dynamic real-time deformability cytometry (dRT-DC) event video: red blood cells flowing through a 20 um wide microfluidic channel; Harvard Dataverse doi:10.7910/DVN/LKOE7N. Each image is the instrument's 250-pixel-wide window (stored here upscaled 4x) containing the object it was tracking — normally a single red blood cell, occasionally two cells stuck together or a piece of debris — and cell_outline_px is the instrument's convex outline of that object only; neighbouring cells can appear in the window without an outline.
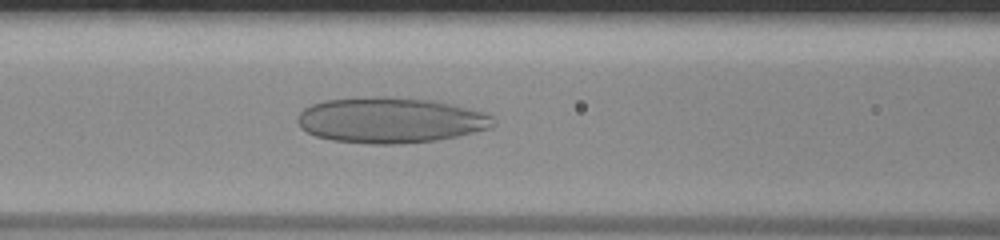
{"species": "human", "species_latin": "Homo sapiens", "temperature_condition": "room temperature", "stored_images_in_passage": 46, "camera_frame_rate_fps": 3000, "um_per_image_px": 0.085, "donor": {"sex": "male"}, "frame": {"image": 1, "passage_image": 18, "time_ms": 5.667, "image_size_px": [1000, 240], "cell_outline_px": [[496, 124], [492, 128], [456, 136], [436, 140], [400, 144], [372, 144], [332, 140], [316, 136], [300, 128], [296, 120], [300, 112], [304, 108], [312, 104], [324, 100], [376, 96], [384, 96], [440, 100], [484, 112], [492, 116], [496, 120]], "centroid_in_image_um": [33.22, 10.2], "position_along_channel_um": 133.4, "area_um2": 52.6}}
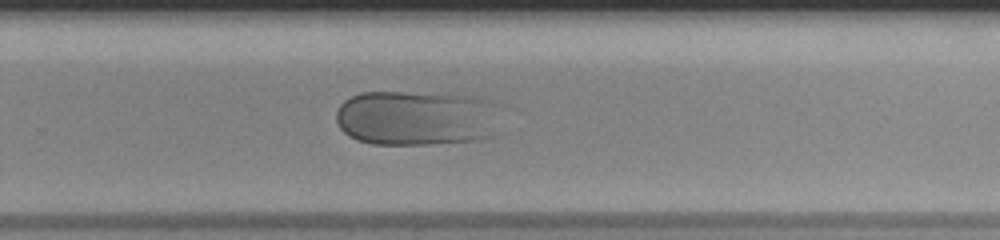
{"frame": {"image": 2, "passage_image": 30, "time_ms": 9.667, "image_size_px": [1000, 240], "cell_outline_px": [[496, 136], [480, 140], [432, 144], [372, 144], [356, 140], [348, 136], [340, 128], [336, 120], [336, 112], [340, 104], [344, 100], [360, 92], [404, 92], [472, 96], [484, 100]], "centroid_in_image_um": [35.2, 10.06], "position_along_channel_um": 294.6, "area_um2": 51.9}}
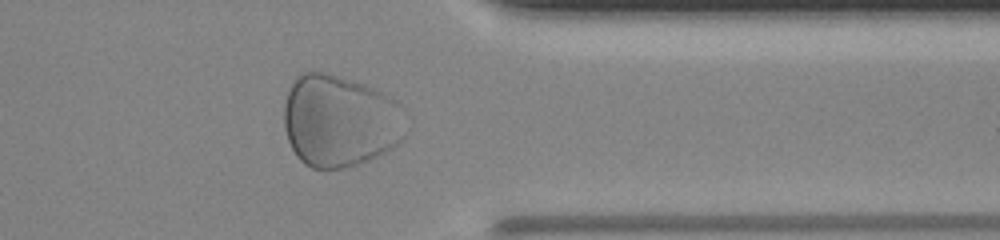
{"frame": {"image": 3, "passage_image": 37, "time_ms": 12.0, "image_size_px": [1000, 240], "cell_outline_px": [[404, 136], [400, 144], [360, 164], [344, 168], [312, 168], [304, 164], [296, 156], [288, 140], [284, 128], [284, 104], [288, 92], [296, 76], [304, 72], [320, 72], [336, 76], [364, 84], [380, 92], [392, 100], [396, 104]], "centroid_in_image_um": [28.79, 10.31], "position_along_channel_um": 382.6, "area_um2": 64.45}}